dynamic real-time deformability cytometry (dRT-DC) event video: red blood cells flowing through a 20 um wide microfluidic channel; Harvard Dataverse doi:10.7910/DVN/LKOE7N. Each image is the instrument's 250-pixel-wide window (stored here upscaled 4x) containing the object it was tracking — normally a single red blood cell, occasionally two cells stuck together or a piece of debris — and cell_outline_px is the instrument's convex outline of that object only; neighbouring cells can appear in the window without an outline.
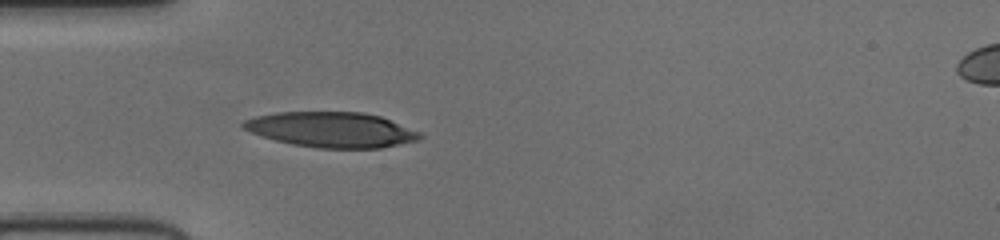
{"species": "human", "species_latin": "Homo sapiens", "temperature_condition": "cold", "stored_images_in_passage": 24, "camera_frame_rate_fps": 3000, "um_per_image_px": 0.085, "donor": {"sex": "female"}, "frame": {"image": 1, "passage_image": 1, "time_ms": 0.0, "image_size_px": [1000, 240], "cell_outline_px": [[396, 140], [388, 144], [312, 144], [312, 112], [340, 112], [372, 116], [384, 120], [392, 124]], "centroid_in_image_um": [29.77, 10.99], "position_along_channel_um": 55.2, "area_um2": 17.17}}
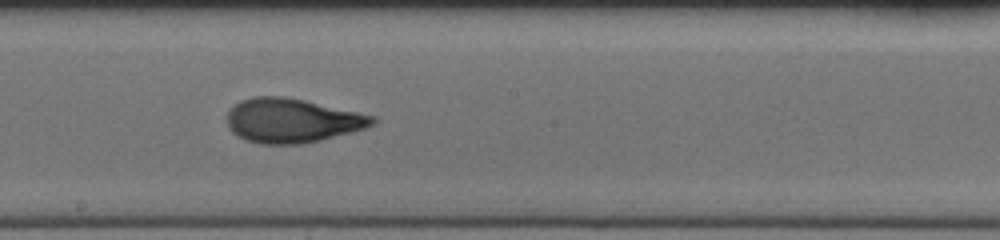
{"frame": {"image": 2, "passage_image": 14, "time_ms": 4.333, "image_size_px": [1000, 240], "cell_outline_px": [[368, 120], [364, 124], [320, 136], [300, 140], [264, 140], [240, 132], [240, 128], [288, 104], [304, 104], [356, 116]], "centroid_in_image_um": [25.52, 10.48], "position_along_channel_um": 222.7, "area_um2": 20.98}}
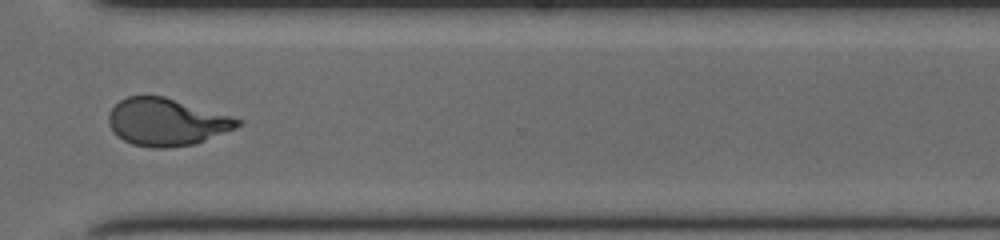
{"frame": {"image": 3, "passage_image": 24, "time_ms": 7.667, "image_size_px": [1000, 240], "cell_outline_px": [[236, 124], [228, 128], [196, 140], [180, 144], [140, 144], [132, 140], [136, 96], [156, 96], [236, 120]], "centroid_in_image_um": [14.74, 10.37], "position_along_channel_um": 355.9, "area_um2": 24.8}}